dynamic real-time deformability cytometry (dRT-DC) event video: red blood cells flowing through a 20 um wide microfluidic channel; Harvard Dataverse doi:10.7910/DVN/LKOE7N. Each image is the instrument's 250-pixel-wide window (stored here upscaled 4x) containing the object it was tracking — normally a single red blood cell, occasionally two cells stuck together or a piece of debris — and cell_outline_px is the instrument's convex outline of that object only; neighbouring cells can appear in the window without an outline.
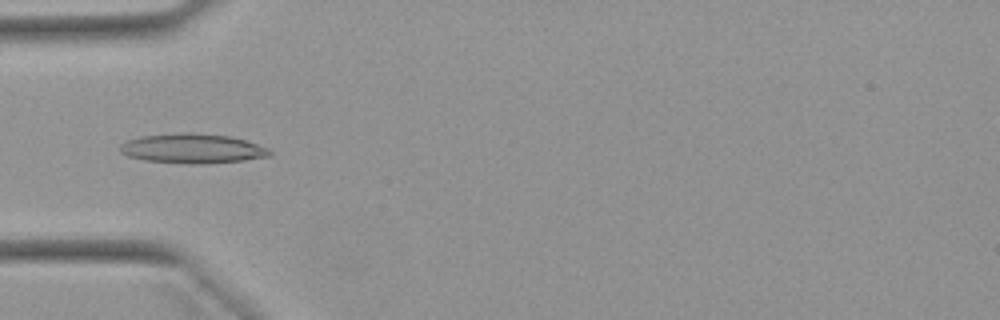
{"species": "Egyptian fruit bat (a non-hibernating species)", "species_latin": "Rousettus aegyptiacus", "temperature_condition": "warm", "stored_images_in_passage": 46, "camera_frame_rate_fps": 3000, "um_per_image_px": 0.085, "animal": {"sex": "female"}, "frame": {"image": 1, "passage_image": 11, "time_ms": 3.333, "image_size_px": [1000, 320], "cell_outline_px": [[272, 156], [244, 160], [208, 164], [192, 164], [144, 160], [128, 156], [120, 152], [120, 144], [128, 140], [140, 136], [180, 132], [188, 132], [228, 136], [244, 140], [268, 148], [272, 152]], "centroid_in_image_um": [16.35, 12.63], "position_along_channel_um": 68.6, "area_um2": 25.89}}
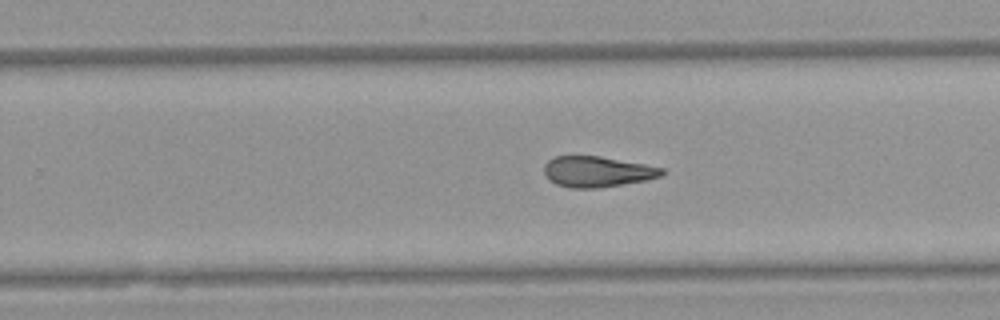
{"frame": {"image": 2, "passage_image": 27, "time_ms": 8.667, "image_size_px": [1000, 320], "cell_outline_px": [[668, 172], [660, 176], [648, 180], [600, 188], [572, 188], [556, 184], [548, 180], [544, 172], [544, 164], [552, 156], [600, 156], [644, 164], [664, 168]], "centroid_in_image_um": [50.77, 14.59], "position_along_channel_um": 279.0, "area_um2": 21.33}}
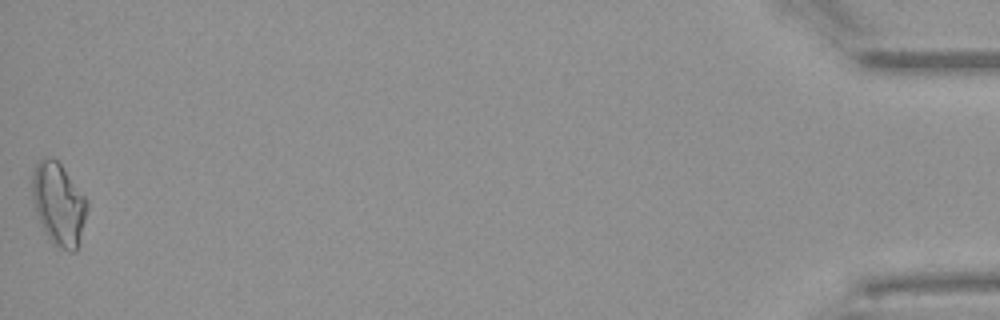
{"frame": {"image": 3, "passage_image": 46, "time_ms": 15.0, "image_size_px": [1000, 320], "cell_outline_px": [[88, 208], [76, 252], [68, 252], [52, 244], [48, 240], [40, 224], [32, 200], [32, 176], [36, 164], [44, 156], [52, 156], [60, 164], [88, 200]], "centroid_in_image_um": [4.97, 17.36], "position_along_channel_um": 430.2, "area_um2": 26.59}, "authors_computed_cell_mechanics": {"area_um2": 22.0218, "velocity_mm_per_s": 3.9463, "shape_relaxation_time_tau1_ms": null, "shape_relaxation_time_tau2_ms": 3.3263, "deformation_change_tau1": null, "deformation_change_tau2": 0.1104}}